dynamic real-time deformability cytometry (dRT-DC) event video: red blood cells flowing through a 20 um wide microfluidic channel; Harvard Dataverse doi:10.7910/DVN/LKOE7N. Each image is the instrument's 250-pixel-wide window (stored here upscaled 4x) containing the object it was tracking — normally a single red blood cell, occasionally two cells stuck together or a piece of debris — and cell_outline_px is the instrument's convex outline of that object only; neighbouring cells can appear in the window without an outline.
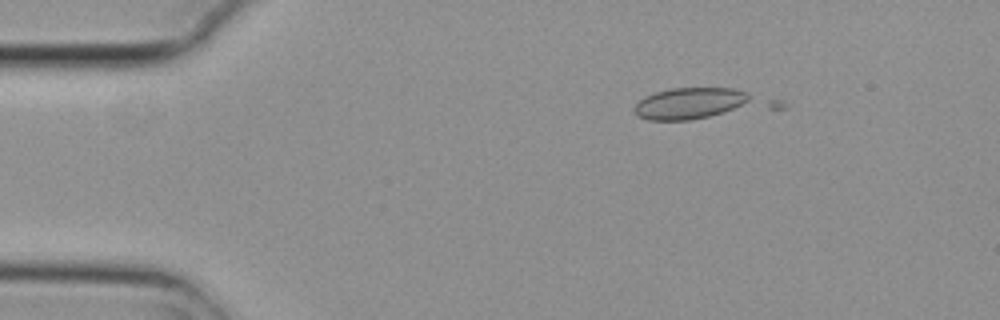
{"species": "common noctule bat (a hibernating species)", "species_latin": "Nyctalus noctula", "temperature_condition": "cold", "stored_images_in_passage": 4, "camera_frame_rate_fps": 3000, "um_per_image_px": 0.085, "animal": {"sex": "female", "body_mass_g": 29.2, "forearm_length_mm": 56.3}, "frame": {"image": 1, "passage_image": 3, "time_ms": 0.667, "image_size_px": [1000, 320], "cell_outline_px": [[752, 96], [748, 100], [732, 108], [708, 116], [688, 120], [648, 120], [636, 116], [632, 112], [632, 108], [640, 100], [656, 92], [672, 88], [732, 88], [748, 92]], "centroid_in_image_um": [58.52, 8.78], "position_along_channel_um": 26.5, "area_um2": 20.75}}